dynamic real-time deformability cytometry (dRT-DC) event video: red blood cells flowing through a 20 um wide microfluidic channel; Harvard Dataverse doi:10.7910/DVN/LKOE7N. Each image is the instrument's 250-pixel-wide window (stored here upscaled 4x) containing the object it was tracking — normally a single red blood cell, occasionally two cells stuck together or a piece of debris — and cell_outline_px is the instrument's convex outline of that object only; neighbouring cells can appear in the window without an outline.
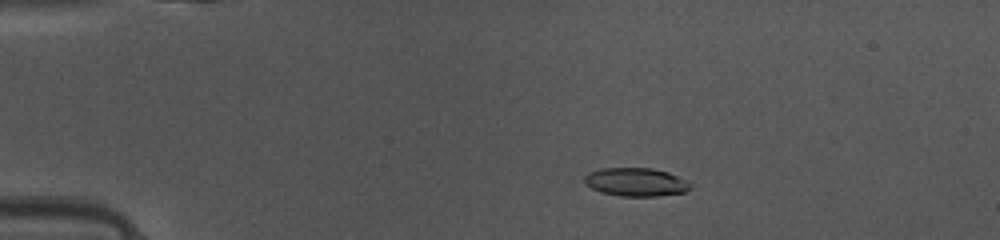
{"species": "common noctule bat (a hibernating species)", "species_latin": "Nyctalus noctula", "temperature_condition": "warm", "stored_images_in_passage": 48, "camera_frame_rate_fps": 3000, "um_per_image_px": 0.085, "animal": {"sex": "female", "body_mass_g": 10.0, "forearm_length_mm": 53.1}, "frame": {"image": 1, "passage_image": 9, "time_ms": 2.667, "image_size_px": [1000, 240], "cell_outline_px": [[692, 188], [684, 192], [656, 196], [620, 196], [600, 192], [584, 184], [584, 176], [588, 172], [600, 168], [652, 168], [668, 172], [692, 184]], "centroid_in_image_um": [54.01, 15.47], "position_along_channel_um": 31.0, "area_um2": 17.57}}
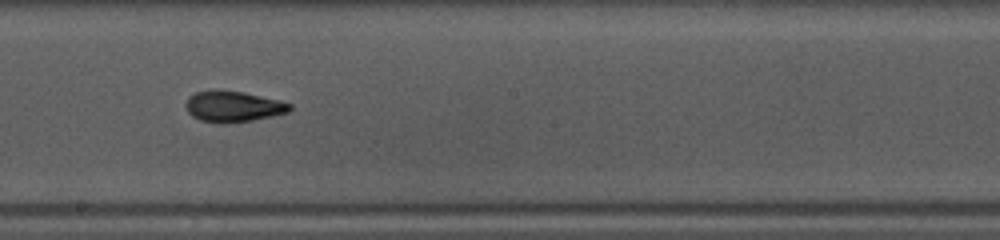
{"frame": {"image": 2, "passage_image": 27, "time_ms": 8.667, "image_size_px": [1000, 240], "cell_outline_px": [[292, 108], [288, 112], [272, 116], [252, 120], [224, 124], [216, 124], [200, 120], [192, 116], [188, 112], [184, 104], [188, 96], [196, 92], [212, 88], [216, 88], [244, 92], [280, 100], [292, 104]], "centroid_in_image_um": [19.77, 9.03], "position_along_channel_um": 228.4, "area_um2": 19.31}}
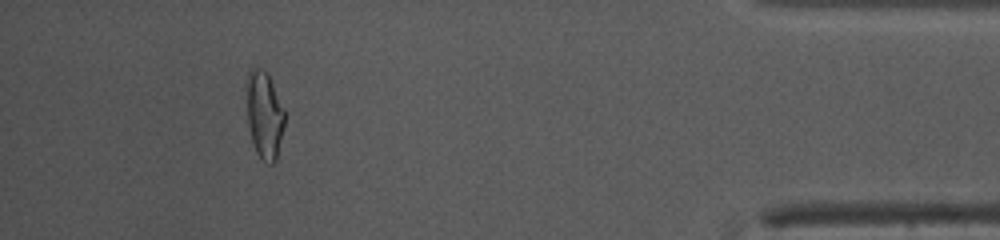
{"frame": {"image": 3, "passage_image": 44, "time_ms": 14.333, "image_size_px": [1000, 240], "cell_outline_px": [[284, 124], [276, 160], [272, 164], [268, 164], [260, 160], [256, 152], [252, 140], [248, 124], [244, 88], [248, 72], [252, 68], [260, 68], [268, 72], [284, 108]], "centroid_in_image_um": [22.44, 9.72], "position_along_channel_um": 412.8, "area_um2": 19.88}, "authors_computed_cell_mechanics": {"area_um2": 18.0336, "velocity_mm_per_s": 4.1493, "shape_relaxation_time_tau1_ms": 5.5111, "shape_relaxation_time_tau2_ms": 1.2852, "deformation_change_tau1": 0.1989, "deformation_change_tau2": 0.0742}}